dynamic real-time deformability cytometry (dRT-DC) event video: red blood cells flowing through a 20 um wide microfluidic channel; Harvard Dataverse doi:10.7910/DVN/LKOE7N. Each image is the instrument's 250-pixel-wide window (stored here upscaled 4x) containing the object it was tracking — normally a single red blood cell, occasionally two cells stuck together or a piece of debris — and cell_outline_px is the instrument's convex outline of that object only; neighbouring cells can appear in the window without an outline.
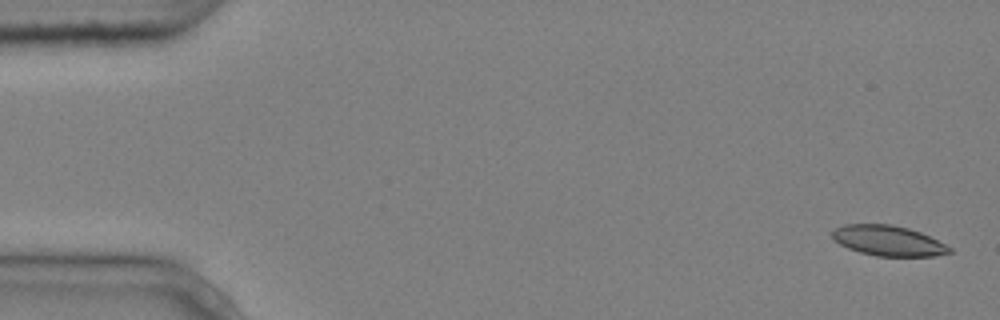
{"species": "common noctule bat (a hibernating species)", "species_latin": "Nyctalus noctula", "temperature_condition": "cold", "stored_images_in_passage": 5, "camera_frame_rate_fps": 3000, "um_per_image_px": 0.085, "animal": {"sex": "male", "body_mass_g": 20.4}, "frame": {"image": 1, "passage_image": 1, "time_ms": 0.0, "image_size_px": [1000, 320], "cell_outline_px": [[952, 252], [936, 256], [876, 256], [860, 252], [848, 248], [832, 240], [832, 232], [836, 228], [844, 224], [892, 224], [908, 228], [920, 232], [952, 248]], "centroid_in_image_um": [75.48, 20.46], "position_along_channel_um": 9.5, "area_um2": 20.63}}
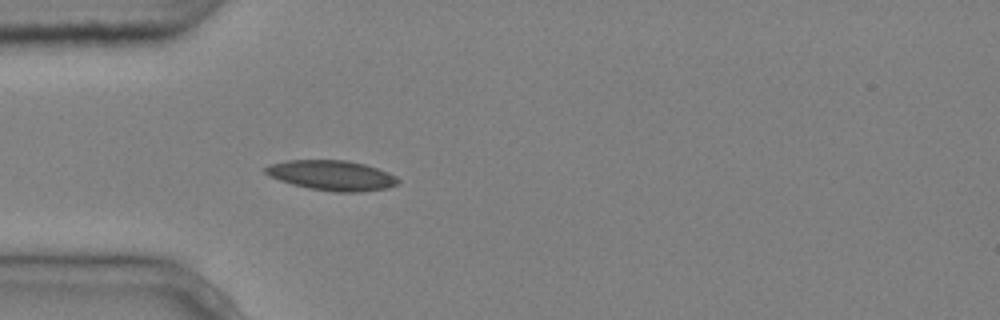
{"frame": {"image": 2, "passage_image": 5, "time_ms": 1.333, "image_size_px": [1000, 320], "cell_outline_px": [[400, 184], [388, 188], [360, 192], [332, 192], [308, 188], [292, 184], [268, 176], [264, 172], [264, 168], [268, 164], [288, 160], [344, 160], [364, 164], [388, 172], [396, 176], [400, 180]], "centroid_in_image_um": [28.21, 14.91], "position_along_channel_um": 56.8, "area_um2": 23.41}}